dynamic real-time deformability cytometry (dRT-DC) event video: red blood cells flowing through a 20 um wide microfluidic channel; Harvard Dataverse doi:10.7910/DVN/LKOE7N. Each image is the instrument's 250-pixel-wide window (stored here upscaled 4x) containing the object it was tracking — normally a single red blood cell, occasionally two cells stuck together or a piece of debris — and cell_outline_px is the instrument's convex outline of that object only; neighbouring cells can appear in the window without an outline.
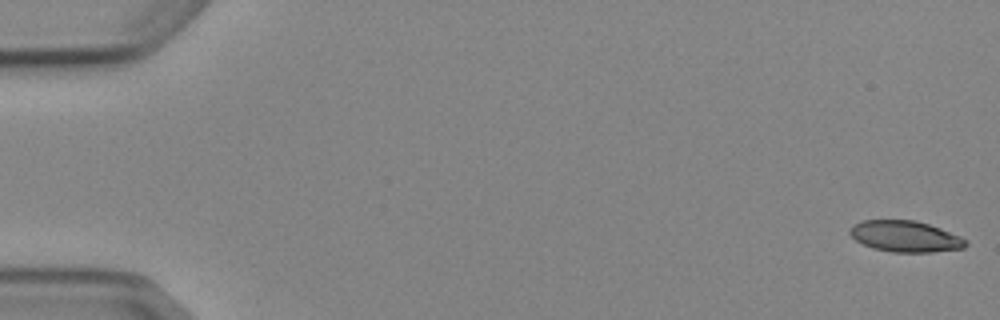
{"species": "Egyptian fruit bat (a non-hibernating species)", "species_latin": "Rousettus aegyptiacus", "temperature_condition": "cold", "stored_images_in_passage": 5, "camera_frame_rate_fps": 3000, "um_per_image_px": 0.085, "animal": {"sex": "female"}, "frame": {"image": 1, "passage_image": 1, "time_ms": 0.0, "image_size_px": [1000, 320], "cell_outline_px": [[968, 244], [964, 248], [932, 252], [892, 252], [872, 248], [856, 240], [848, 232], [852, 224], [864, 220], [916, 220], [940, 228], [960, 236], [968, 240]], "centroid_in_image_um": [76.95, 20.09], "position_along_channel_um": 8.0, "area_um2": 21.1}}
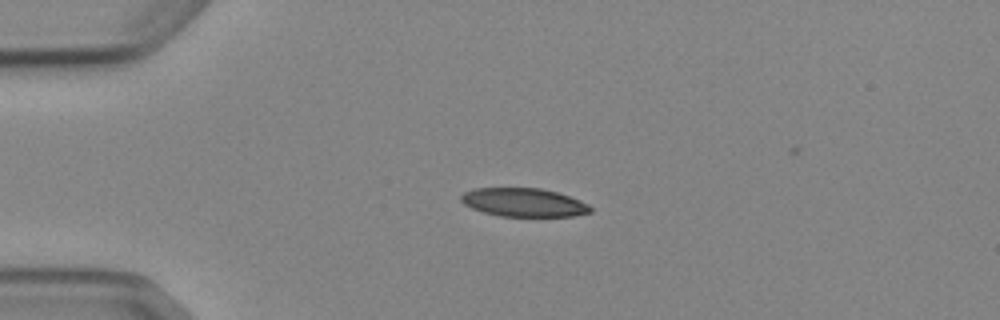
{"frame": {"image": 2, "passage_image": 4, "time_ms": 4.0, "image_size_px": [1000, 320], "cell_outline_px": [[592, 212], [572, 216], [500, 216], [484, 212], [472, 208], [464, 204], [460, 200], [460, 196], [464, 192], [472, 188], [540, 188], [556, 192], [580, 200], [588, 204], [592, 208]], "centroid_in_image_um": [44.5, 17.2], "position_along_channel_um": 40.5, "area_um2": 21.44}}